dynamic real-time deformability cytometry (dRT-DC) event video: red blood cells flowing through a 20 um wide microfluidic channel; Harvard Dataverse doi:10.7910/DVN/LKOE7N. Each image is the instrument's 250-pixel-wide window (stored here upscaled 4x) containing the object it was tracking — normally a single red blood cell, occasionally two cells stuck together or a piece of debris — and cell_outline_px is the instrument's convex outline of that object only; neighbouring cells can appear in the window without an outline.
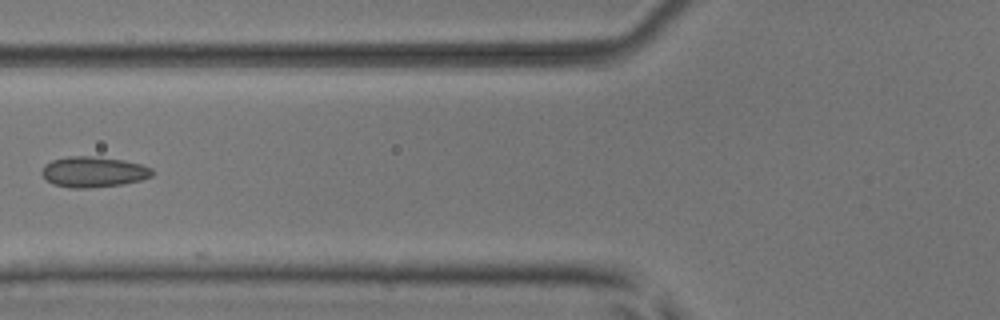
{"species": "common noctule bat (a hibernating species)", "species_latin": "Nyctalus noctula", "temperature_condition": "room temperature", "stored_images_in_passage": 8, "camera_frame_rate_fps": 3000, "um_per_image_px": 0.085, "animal": {"sex": "male", "body_mass_g": 17.9, "forearm_length_mm": 54.2}, "frame": {"image": 1, "passage_image": 7, "time_ms": 2.0, "image_size_px": [1000, 320], "cell_outline_px": [[152, 176], [140, 180], [120, 184], [88, 188], [72, 188], [52, 184], [40, 172], [44, 164], [52, 160], [68, 156], [92, 156], [124, 160], [140, 164], [152, 168]], "centroid_in_image_um": [7.91, 14.6], "position_along_channel_um": 117.9, "area_um2": 19.59}}